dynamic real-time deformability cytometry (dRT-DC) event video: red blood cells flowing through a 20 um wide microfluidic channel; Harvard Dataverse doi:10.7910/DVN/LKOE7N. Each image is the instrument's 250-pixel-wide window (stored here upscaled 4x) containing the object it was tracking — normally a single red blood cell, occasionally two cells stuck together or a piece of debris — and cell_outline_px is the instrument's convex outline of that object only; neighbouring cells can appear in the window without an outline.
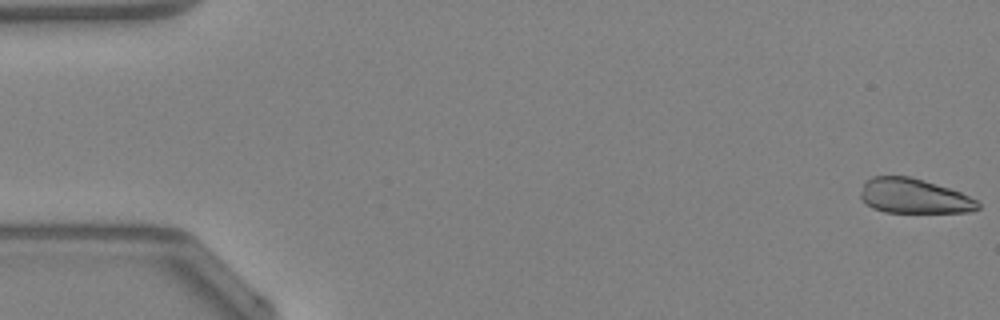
{"species": "Egyptian fruit bat (a non-hibernating species)", "species_latin": "Rousettus aegyptiacus", "temperature_condition": "warm", "stored_images_in_passage": 10, "camera_frame_rate_fps": 3000, "um_per_image_px": 0.085, "animal": {"sex": "female"}, "frame": {"image": 1, "passage_image": 1, "time_ms": 0.0, "image_size_px": [1000, 320], "cell_outline_px": [[980, 208], [972, 212], [884, 212], [872, 208], [860, 196], [860, 192], [864, 184], [872, 176], [908, 176], [948, 188], [960, 192], [976, 200], [980, 204]], "centroid_in_image_um": [77.69, 16.68], "position_along_channel_um": 7.3, "area_um2": 23.47}}